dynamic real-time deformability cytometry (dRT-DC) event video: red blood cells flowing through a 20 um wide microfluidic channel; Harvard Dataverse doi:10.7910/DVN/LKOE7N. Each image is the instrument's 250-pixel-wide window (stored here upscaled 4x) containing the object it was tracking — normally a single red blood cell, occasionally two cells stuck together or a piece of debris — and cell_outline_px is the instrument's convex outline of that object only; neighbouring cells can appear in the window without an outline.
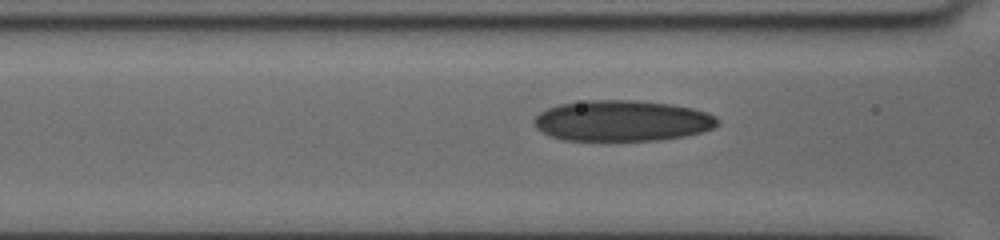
{"species": "human", "species_latin": "Homo sapiens", "temperature_condition": "cold", "stored_images_in_passage": 31, "camera_frame_rate_fps": 3000, "um_per_image_px": 0.085, "donor": {"sex": "female"}, "frame": {"image": 1, "passage_image": 23, "time_ms": 7.667, "image_size_px": [1000, 240], "cell_outline_px": [[720, 124], [712, 128], [700, 132], [684, 136], [660, 140], [564, 140], [552, 136], [536, 128], [532, 120], [540, 112], [548, 108], [560, 104], [588, 100], [636, 100], [672, 104], [692, 108], [708, 112], [716, 116], [720, 120]], "centroid_in_image_um": [52.91, 10.26], "position_along_channel_um": 113.7, "area_um2": 43.75}}
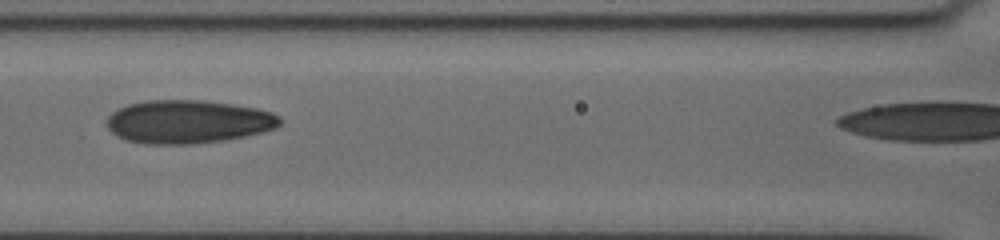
{"frame": {"image": 2, "passage_image": 26, "time_ms": 8.667, "image_size_px": [1000, 240], "cell_outline_px": [[280, 124], [276, 128], [244, 136], [224, 140], [192, 144], [144, 144], [124, 140], [116, 136], [108, 128], [108, 116], [112, 112], [128, 104], [148, 100], [200, 100], [232, 104], [256, 108], [272, 112], [280, 116]], "centroid_in_image_um": [15.97, 10.35], "position_along_channel_um": 150.6, "area_um2": 43.64}}
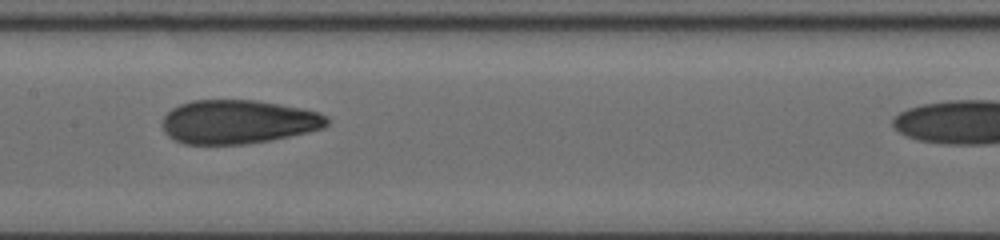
{"frame": {"image": 3, "passage_image": 30, "time_ms": 9.667, "image_size_px": [1000, 240], "cell_outline_px": [[328, 124], [324, 128], [308, 132], [268, 140], [244, 144], [184, 144], [168, 136], [164, 132], [160, 124], [160, 120], [172, 108], [180, 104], [192, 100], [256, 100], [304, 108], [320, 112], [328, 116]], "centroid_in_image_um": [20.22, 10.34], "position_along_channel_um": 187.2, "area_um2": 42.31}}